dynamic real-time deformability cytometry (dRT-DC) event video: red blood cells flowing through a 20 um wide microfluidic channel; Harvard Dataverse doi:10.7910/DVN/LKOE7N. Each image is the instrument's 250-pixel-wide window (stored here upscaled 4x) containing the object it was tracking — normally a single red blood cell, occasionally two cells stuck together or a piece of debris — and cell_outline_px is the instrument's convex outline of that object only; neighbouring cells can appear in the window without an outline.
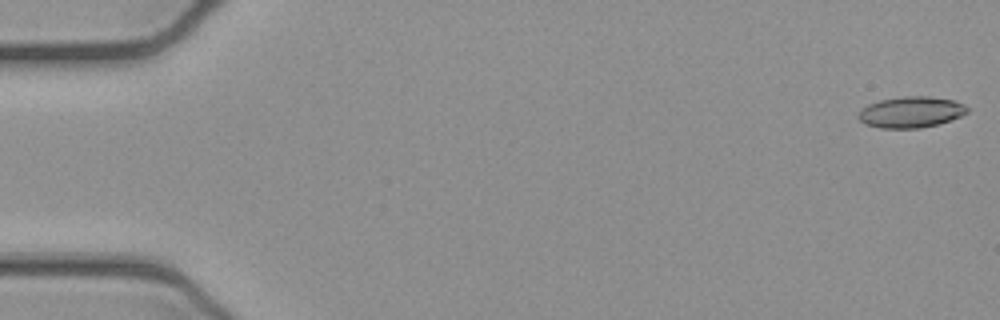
{"species": "common noctule bat (a hibernating species)", "species_latin": "Nyctalus noctula", "temperature_condition": "cold", "stored_images_in_passage": 13, "camera_frame_rate_fps": 3000, "um_per_image_px": 0.085, "animal": {"sex": "female", "body_mass_g": 21.9}, "frame": {"image": 1, "passage_image": 1, "time_ms": 0.0, "image_size_px": [1000, 320], "cell_outline_px": [[968, 112], [960, 116], [936, 124], [920, 128], [880, 128], [864, 124], [856, 116], [868, 104], [880, 100], [904, 96], [928, 96], [952, 100], [964, 104], [968, 108]], "centroid_in_image_um": [77.41, 9.53], "position_along_channel_um": 7.6, "area_um2": 19.54}}